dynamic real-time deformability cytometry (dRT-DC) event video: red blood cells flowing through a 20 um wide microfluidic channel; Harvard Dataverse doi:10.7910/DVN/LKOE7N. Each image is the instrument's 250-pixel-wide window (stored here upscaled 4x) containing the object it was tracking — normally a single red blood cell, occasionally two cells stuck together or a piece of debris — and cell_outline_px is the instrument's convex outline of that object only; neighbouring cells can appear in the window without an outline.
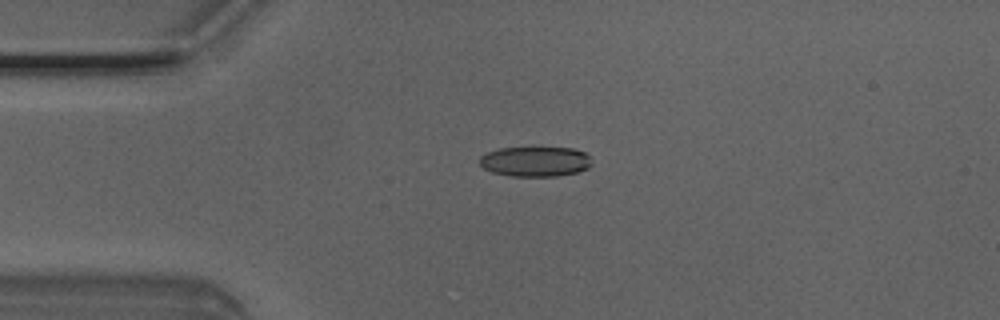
{"species": "Egyptian fruit bat (a non-hibernating species)", "species_latin": "Rousettus aegyptiacus", "temperature_condition": "room temperature", "stored_images_in_passage": 5, "camera_frame_rate_fps": 3000, "um_per_image_px": 0.085, "animal": {"sex": "male"}, "frame": {"image": 1, "passage_image": 4, "time_ms": 1.0, "image_size_px": [1000, 320], "cell_outline_px": [[592, 164], [588, 168], [576, 172], [556, 176], [512, 176], [492, 172], [484, 168], [480, 164], [480, 156], [488, 152], [500, 148], [572, 148], [584, 152], [588, 156]], "centroid_in_image_um": [45.49, 13.73], "position_along_channel_um": 39.5, "area_um2": 19.42}}